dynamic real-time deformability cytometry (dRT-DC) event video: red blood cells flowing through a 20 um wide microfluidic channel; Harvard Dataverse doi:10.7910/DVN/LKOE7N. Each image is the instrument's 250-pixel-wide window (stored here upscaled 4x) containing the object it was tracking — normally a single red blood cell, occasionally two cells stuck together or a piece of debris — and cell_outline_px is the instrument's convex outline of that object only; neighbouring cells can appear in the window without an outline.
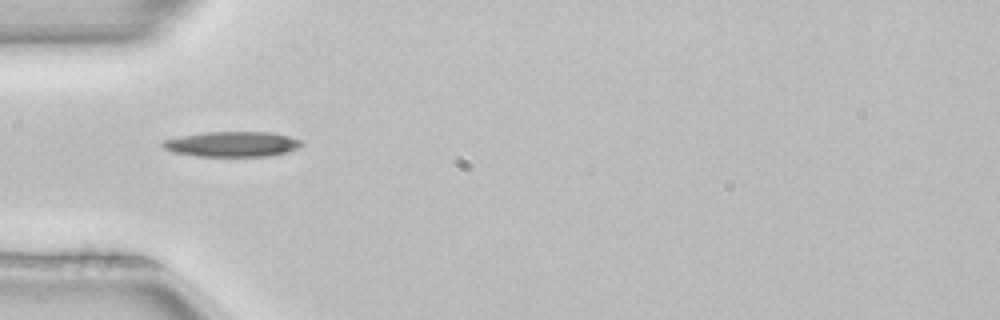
{"species": "common noctule bat (a hibernating species)", "species_latin": "Nyctalus noctula", "temperature_condition": "room temperature", "stored_images_in_passage": 36, "camera_frame_rate_fps": 3000, "um_per_image_px": 0.085, "animal": {"sex": "female", "body_mass_g": 22.7, "forearm_length_mm": 54.2}, "frame": {"image": 1, "passage_image": 1, "time_ms": 0.0, "image_size_px": [1000, 320], "cell_outline_px": [[304, 144], [300, 148], [288, 152], [268, 156], [196, 156], [172, 152], [164, 148], [160, 144], [164, 140], [180, 136], [204, 132], [268, 132], [288, 136], [300, 140]], "centroid_in_image_um": [19.74, 12.25], "position_along_channel_um": 65.3, "area_um2": 20.46}}
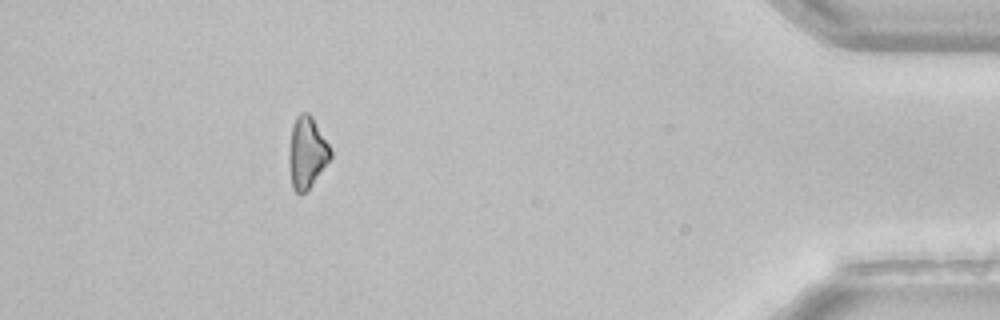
{"frame": {"image": 2, "passage_image": 31, "time_ms": 10.0, "image_size_px": [1000, 320], "cell_outline_px": [[332, 156], [312, 184], [300, 196], [292, 188], [288, 160], [288, 152], [292, 124], [296, 116], [300, 112], [308, 112], [312, 116], [328, 144], [332, 152]], "centroid_in_image_um": [26.05, 12.95], "position_along_channel_um": 409.1, "area_um2": 17.34}, "authors_computed_cell_mechanics": {"area_um2": 18.2648, "velocity_mm_per_s": 4.0127, "shape_relaxation_time_tau1_ms": 4.0642, "shape_relaxation_time_tau2_ms": null, "deformation_change_tau1": 0.1151, "deformation_change_tau2": null}}